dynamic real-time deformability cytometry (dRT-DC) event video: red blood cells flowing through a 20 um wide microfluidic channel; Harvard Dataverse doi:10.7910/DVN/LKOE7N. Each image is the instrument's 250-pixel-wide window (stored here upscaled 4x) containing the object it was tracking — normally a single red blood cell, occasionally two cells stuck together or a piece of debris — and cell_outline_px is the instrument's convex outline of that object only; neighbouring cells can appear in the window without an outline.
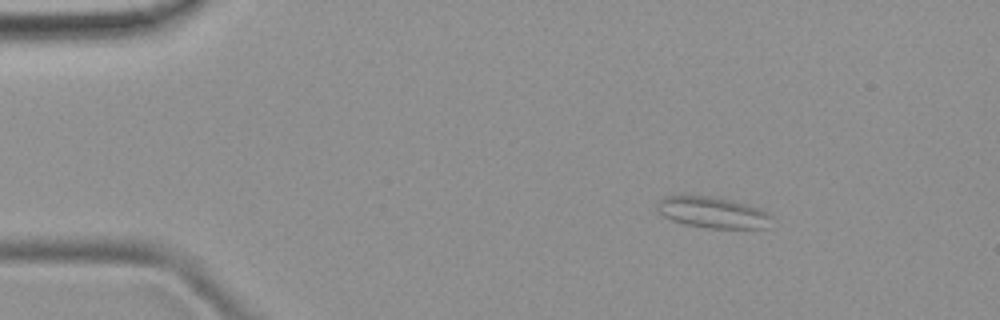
{"species": "common noctule bat (a hibernating species)", "species_latin": "Nyctalus noctula", "temperature_condition": "room temperature", "stored_images_in_passage": 4, "camera_frame_rate_fps": 3000, "um_per_image_px": 0.085, "animal": {"sex": "female", "body_mass_g": 19.9}, "frame": {"image": 1, "passage_image": 1, "time_ms": 0.0, "image_size_px": [1000, 320], "cell_outline_px": [[772, 216], [768, 228], [708, 228], [684, 224], [672, 220], [664, 216], [656, 208], [660, 200], [664, 196], [712, 196], [744, 204], [768, 212]], "centroid_in_image_um": [60.58, 18.07], "position_along_channel_um": 24.4, "area_um2": 20.46}}